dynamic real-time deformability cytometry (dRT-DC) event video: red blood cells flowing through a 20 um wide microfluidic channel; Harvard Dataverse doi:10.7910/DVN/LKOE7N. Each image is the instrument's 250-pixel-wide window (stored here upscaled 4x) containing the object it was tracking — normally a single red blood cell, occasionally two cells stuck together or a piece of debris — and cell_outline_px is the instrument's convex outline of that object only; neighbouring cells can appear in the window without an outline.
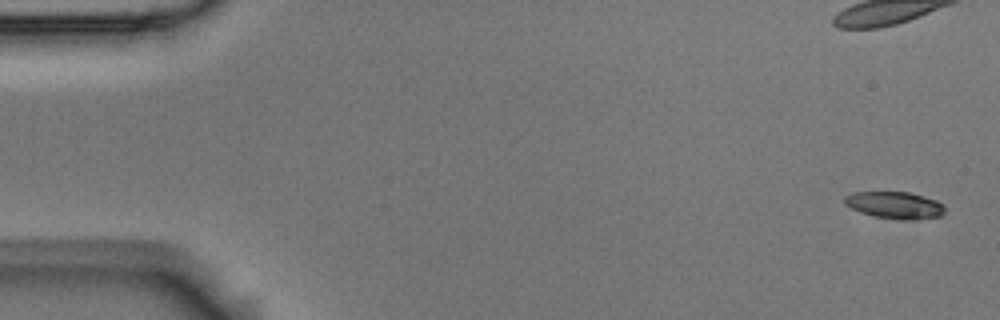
{"species": "Egyptian fruit bat (a non-hibernating species)", "species_latin": "Rousettus aegyptiacus", "temperature_condition": "room temperature", "stored_images_in_passage": 5, "camera_frame_rate_fps": 3000, "um_per_image_px": 0.085, "animal": {"sex": "male"}, "frame": {"image": 1, "passage_image": 1, "time_ms": 0.0, "image_size_px": [1000, 320], "cell_outline_px": [[944, 212], [940, 216], [908, 220], [900, 220], [872, 216], [860, 212], [844, 204], [844, 196], [852, 192], [908, 192], [924, 196], [936, 200], [944, 204]], "centroid_in_image_um": [76.04, 17.43], "position_along_channel_um": 9.0, "area_um2": 15.84}}